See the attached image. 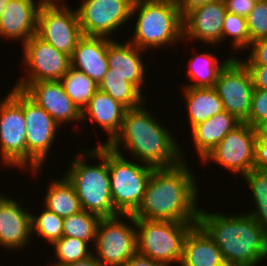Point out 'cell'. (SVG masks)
Masks as SVG:
<instances>
[{
	"label": "cell",
	"mask_w": 267,
	"mask_h": 266,
	"mask_svg": "<svg viewBox=\"0 0 267 266\" xmlns=\"http://www.w3.org/2000/svg\"><path fill=\"white\" fill-rule=\"evenodd\" d=\"M183 161L171 168L152 171L135 219L198 222L197 183Z\"/></svg>",
	"instance_id": "cell-1"
},
{
	"label": "cell",
	"mask_w": 267,
	"mask_h": 266,
	"mask_svg": "<svg viewBox=\"0 0 267 266\" xmlns=\"http://www.w3.org/2000/svg\"><path fill=\"white\" fill-rule=\"evenodd\" d=\"M143 106L126 110L120 132L107 146L119 150L123 143L139 162L155 169L171 168L185 161L170 131Z\"/></svg>",
	"instance_id": "cell-2"
},
{
	"label": "cell",
	"mask_w": 267,
	"mask_h": 266,
	"mask_svg": "<svg viewBox=\"0 0 267 266\" xmlns=\"http://www.w3.org/2000/svg\"><path fill=\"white\" fill-rule=\"evenodd\" d=\"M198 224L219 247L224 261L257 266L267 259V232L248 214L229 216L200 209Z\"/></svg>",
	"instance_id": "cell-3"
},
{
	"label": "cell",
	"mask_w": 267,
	"mask_h": 266,
	"mask_svg": "<svg viewBox=\"0 0 267 266\" xmlns=\"http://www.w3.org/2000/svg\"><path fill=\"white\" fill-rule=\"evenodd\" d=\"M83 153L102 160L100 164L89 165L82 156L76 155L66 172V178L73 184L82 209L101 218L120 215L113 206L108 168V146L100 144ZM78 156V157H77ZM82 158V159H81ZM100 158V159H99Z\"/></svg>",
	"instance_id": "cell-4"
},
{
	"label": "cell",
	"mask_w": 267,
	"mask_h": 266,
	"mask_svg": "<svg viewBox=\"0 0 267 266\" xmlns=\"http://www.w3.org/2000/svg\"><path fill=\"white\" fill-rule=\"evenodd\" d=\"M137 14L130 43L143 51L183 41V21L179 9L147 0H134L131 16Z\"/></svg>",
	"instance_id": "cell-5"
},
{
	"label": "cell",
	"mask_w": 267,
	"mask_h": 266,
	"mask_svg": "<svg viewBox=\"0 0 267 266\" xmlns=\"http://www.w3.org/2000/svg\"><path fill=\"white\" fill-rule=\"evenodd\" d=\"M135 224L137 253L171 266L181 262L185 237L198 222L135 219Z\"/></svg>",
	"instance_id": "cell-6"
},
{
	"label": "cell",
	"mask_w": 267,
	"mask_h": 266,
	"mask_svg": "<svg viewBox=\"0 0 267 266\" xmlns=\"http://www.w3.org/2000/svg\"><path fill=\"white\" fill-rule=\"evenodd\" d=\"M121 152L108 146L111 198L120 215H132L142 201L147 182L155 168L130 162Z\"/></svg>",
	"instance_id": "cell-7"
},
{
	"label": "cell",
	"mask_w": 267,
	"mask_h": 266,
	"mask_svg": "<svg viewBox=\"0 0 267 266\" xmlns=\"http://www.w3.org/2000/svg\"><path fill=\"white\" fill-rule=\"evenodd\" d=\"M23 91L13 87L0 102V154L4 165L26 169Z\"/></svg>",
	"instance_id": "cell-8"
},
{
	"label": "cell",
	"mask_w": 267,
	"mask_h": 266,
	"mask_svg": "<svg viewBox=\"0 0 267 266\" xmlns=\"http://www.w3.org/2000/svg\"><path fill=\"white\" fill-rule=\"evenodd\" d=\"M127 217L131 227L121 219ZM122 217V218H120ZM133 215L102 218L95 237V258L103 266H121L137 254V233Z\"/></svg>",
	"instance_id": "cell-9"
},
{
	"label": "cell",
	"mask_w": 267,
	"mask_h": 266,
	"mask_svg": "<svg viewBox=\"0 0 267 266\" xmlns=\"http://www.w3.org/2000/svg\"><path fill=\"white\" fill-rule=\"evenodd\" d=\"M41 4L37 16L36 35L57 50L71 56L83 36L77 10L63 4Z\"/></svg>",
	"instance_id": "cell-10"
},
{
	"label": "cell",
	"mask_w": 267,
	"mask_h": 266,
	"mask_svg": "<svg viewBox=\"0 0 267 266\" xmlns=\"http://www.w3.org/2000/svg\"><path fill=\"white\" fill-rule=\"evenodd\" d=\"M26 125V166L38 174L52 147L60 125L23 92ZM29 165V166H28Z\"/></svg>",
	"instance_id": "cell-11"
},
{
	"label": "cell",
	"mask_w": 267,
	"mask_h": 266,
	"mask_svg": "<svg viewBox=\"0 0 267 266\" xmlns=\"http://www.w3.org/2000/svg\"><path fill=\"white\" fill-rule=\"evenodd\" d=\"M23 60L27 70L26 77L19 79L16 88L23 90L29 83L56 81L70 68V56L57 50L37 35H33L23 45Z\"/></svg>",
	"instance_id": "cell-12"
},
{
	"label": "cell",
	"mask_w": 267,
	"mask_h": 266,
	"mask_svg": "<svg viewBox=\"0 0 267 266\" xmlns=\"http://www.w3.org/2000/svg\"><path fill=\"white\" fill-rule=\"evenodd\" d=\"M214 88L224 110L244 123L249 116L254 86L241 59L231 58L221 69Z\"/></svg>",
	"instance_id": "cell-13"
},
{
	"label": "cell",
	"mask_w": 267,
	"mask_h": 266,
	"mask_svg": "<svg viewBox=\"0 0 267 266\" xmlns=\"http://www.w3.org/2000/svg\"><path fill=\"white\" fill-rule=\"evenodd\" d=\"M257 130L241 123L229 132L202 161L217 162L231 173L243 176L254 169V151Z\"/></svg>",
	"instance_id": "cell-14"
},
{
	"label": "cell",
	"mask_w": 267,
	"mask_h": 266,
	"mask_svg": "<svg viewBox=\"0 0 267 266\" xmlns=\"http://www.w3.org/2000/svg\"><path fill=\"white\" fill-rule=\"evenodd\" d=\"M134 0H84L77 9L84 36L109 38L132 16Z\"/></svg>",
	"instance_id": "cell-15"
},
{
	"label": "cell",
	"mask_w": 267,
	"mask_h": 266,
	"mask_svg": "<svg viewBox=\"0 0 267 266\" xmlns=\"http://www.w3.org/2000/svg\"><path fill=\"white\" fill-rule=\"evenodd\" d=\"M226 13L224 0L208 2L191 9L182 17L183 40L197 39L213 47L214 44H222V27Z\"/></svg>",
	"instance_id": "cell-16"
},
{
	"label": "cell",
	"mask_w": 267,
	"mask_h": 266,
	"mask_svg": "<svg viewBox=\"0 0 267 266\" xmlns=\"http://www.w3.org/2000/svg\"><path fill=\"white\" fill-rule=\"evenodd\" d=\"M22 91L59 125L68 121L82 122V112L66 94L60 80L32 82Z\"/></svg>",
	"instance_id": "cell-17"
},
{
	"label": "cell",
	"mask_w": 267,
	"mask_h": 266,
	"mask_svg": "<svg viewBox=\"0 0 267 266\" xmlns=\"http://www.w3.org/2000/svg\"><path fill=\"white\" fill-rule=\"evenodd\" d=\"M112 38L82 36L70 56V67L85 73L97 85L104 78L108 68V44Z\"/></svg>",
	"instance_id": "cell-18"
},
{
	"label": "cell",
	"mask_w": 267,
	"mask_h": 266,
	"mask_svg": "<svg viewBox=\"0 0 267 266\" xmlns=\"http://www.w3.org/2000/svg\"><path fill=\"white\" fill-rule=\"evenodd\" d=\"M40 1L9 0L0 17V36L25 42L36 35Z\"/></svg>",
	"instance_id": "cell-19"
},
{
	"label": "cell",
	"mask_w": 267,
	"mask_h": 266,
	"mask_svg": "<svg viewBox=\"0 0 267 266\" xmlns=\"http://www.w3.org/2000/svg\"><path fill=\"white\" fill-rule=\"evenodd\" d=\"M15 199L4 197L0 201V246L22 249L31 236V213Z\"/></svg>",
	"instance_id": "cell-20"
},
{
	"label": "cell",
	"mask_w": 267,
	"mask_h": 266,
	"mask_svg": "<svg viewBox=\"0 0 267 266\" xmlns=\"http://www.w3.org/2000/svg\"><path fill=\"white\" fill-rule=\"evenodd\" d=\"M142 51L129 41L122 44L112 40L108 44L107 61L109 69L105 76L124 77L125 80L134 84L141 91L146 71L140 57Z\"/></svg>",
	"instance_id": "cell-21"
},
{
	"label": "cell",
	"mask_w": 267,
	"mask_h": 266,
	"mask_svg": "<svg viewBox=\"0 0 267 266\" xmlns=\"http://www.w3.org/2000/svg\"><path fill=\"white\" fill-rule=\"evenodd\" d=\"M126 110L127 108L119 101L98 89L82 110V120L89 116L92 122L96 121L103 127L109 134V139L103 143L107 145L120 132Z\"/></svg>",
	"instance_id": "cell-22"
},
{
	"label": "cell",
	"mask_w": 267,
	"mask_h": 266,
	"mask_svg": "<svg viewBox=\"0 0 267 266\" xmlns=\"http://www.w3.org/2000/svg\"><path fill=\"white\" fill-rule=\"evenodd\" d=\"M219 247L199 225L187 233L180 266H217L223 262Z\"/></svg>",
	"instance_id": "cell-23"
},
{
	"label": "cell",
	"mask_w": 267,
	"mask_h": 266,
	"mask_svg": "<svg viewBox=\"0 0 267 266\" xmlns=\"http://www.w3.org/2000/svg\"><path fill=\"white\" fill-rule=\"evenodd\" d=\"M242 122L223 111L191 128L195 149L203 160L211 150Z\"/></svg>",
	"instance_id": "cell-24"
},
{
	"label": "cell",
	"mask_w": 267,
	"mask_h": 266,
	"mask_svg": "<svg viewBox=\"0 0 267 266\" xmlns=\"http://www.w3.org/2000/svg\"><path fill=\"white\" fill-rule=\"evenodd\" d=\"M183 91L191 128L224 111L223 102L214 87H184Z\"/></svg>",
	"instance_id": "cell-25"
},
{
	"label": "cell",
	"mask_w": 267,
	"mask_h": 266,
	"mask_svg": "<svg viewBox=\"0 0 267 266\" xmlns=\"http://www.w3.org/2000/svg\"><path fill=\"white\" fill-rule=\"evenodd\" d=\"M52 182L46 192V196H44L43 205L46 209L62 218L77 214L83 210L73 184L65 175L61 179H56Z\"/></svg>",
	"instance_id": "cell-26"
},
{
	"label": "cell",
	"mask_w": 267,
	"mask_h": 266,
	"mask_svg": "<svg viewBox=\"0 0 267 266\" xmlns=\"http://www.w3.org/2000/svg\"><path fill=\"white\" fill-rule=\"evenodd\" d=\"M195 56L196 58H190L189 60L190 69L187 74L190 79H194V82L184 87H214L221 69L231 58L220 63L212 53H203Z\"/></svg>",
	"instance_id": "cell-27"
},
{
	"label": "cell",
	"mask_w": 267,
	"mask_h": 266,
	"mask_svg": "<svg viewBox=\"0 0 267 266\" xmlns=\"http://www.w3.org/2000/svg\"><path fill=\"white\" fill-rule=\"evenodd\" d=\"M66 94L82 112L98 90V85L85 73L70 67L60 80Z\"/></svg>",
	"instance_id": "cell-28"
},
{
	"label": "cell",
	"mask_w": 267,
	"mask_h": 266,
	"mask_svg": "<svg viewBox=\"0 0 267 266\" xmlns=\"http://www.w3.org/2000/svg\"><path fill=\"white\" fill-rule=\"evenodd\" d=\"M98 89L109 94L127 109L136 108L144 103L141 91L131 82L119 76H104ZM143 102V103H142Z\"/></svg>",
	"instance_id": "cell-29"
},
{
	"label": "cell",
	"mask_w": 267,
	"mask_h": 266,
	"mask_svg": "<svg viewBox=\"0 0 267 266\" xmlns=\"http://www.w3.org/2000/svg\"><path fill=\"white\" fill-rule=\"evenodd\" d=\"M243 177L251 189L256 206L248 215L267 232V171L252 169Z\"/></svg>",
	"instance_id": "cell-30"
},
{
	"label": "cell",
	"mask_w": 267,
	"mask_h": 266,
	"mask_svg": "<svg viewBox=\"0 0 267 266\" xmlns=\"http://www.w3.org/2000/svg\"><path fill=\"white\" fill-rule=\"evenodd\" d=\"M102 218L87 211H80L63 220V236L77 238L90 243L95 242L97 228Z\"/></svg>",
	"instance_id": "cell-31"
},
{
	"label": "cell",
	"mask_w": 267,
	"mask_h": 266,
	"mask_svg": "<svg viewBox=\"0 0 267 266\" xmlns=\"http://www.w3.org/2000/svg\"><path fill=\"white\" fill-rule=\"evenodd\" d=\"M52 245L58 260L52 265L76 263L93 255L92 251H89V243L77 238L63 236Z\"/></svg>",
	"instance_id": "cell-32"
},
{
	"label": "cell",
	"mask_w": 267,
	"mask_h": 266,
	"mask_svg": "<svg viewBox=\"0 0 267 266\" xmlns=\"http://www.w3.org/2000/svg\"><path fill=\"white\" fill-rule=\"evenodd\" d=\"M63 220L64 218L45 208L39 216L31 215V234L36 232L53 244L63 237Z\"/></svg>",
	"instance_id": "cell-33"
},
{
	"label": "cell",
	"mask_w": 267,
	"mask_h": 266,
	"mask_svg": "<svg viewBox=\"0 0 267 266\" xmlns=\"http://www.w3.org/2000/svg\"><path fill=\"white\" fill-rule=\"evenodd\" d=\"M229 35L231 38L233 36L231 42L234 50L248 49L250 46V39L246 18L227 12L222 27V41H224L226 36L229 37Z\"/></svg>",
	"instance_id": "cell-34"
},
{
	"label": "cell",
	"mask_w": 267,
	"mask_h": 266,
	"mask_svg": "<svg viewBox=\"0 0 267 266\" xmlns=\"http://www.w3.org/2000/svg\"><path fill=\"white\" fill-rule=\"evenodd\" d=\"M246 21L250 43L267 38V2L257 0Z\"/></svg>",
	"instance_id": "cell-35"
},
{
	"label": "cell",
	"mask_w": 267,
	"mask_h": 266,
	"mask_svg": "<svg viewBox=\"0 0 267 266\" xmlns=\"http://www.w3.org/2000/svg\"><path fill=\"white\" fill-rule=\"evenodd\" d=\"M267 121V90L254 88L248 119L244 122L255 129Z\"/></svg>",
	"instance_id": "cell-36"
},
{
	"label": "cell",
	"mask_w": 267,
	"mask_h": 266,
	"mask_svg": "<svg viewBox=\"0 0 267 266\" xmlns=\"http://www.w3.org/2000/svg\"><path fill=\"white\" fill-rule=\"evenodd\" d=\"M251 47V48H250ZM249 58L241 60L245 65H266L267 66V38L250 43Z\"/></svg>",
	"instance_id": "cell-37"
},
{
	"label": "cell",
	"mask_w": 267,
	"mask_h": 266,
	"mask_svg": "<svg viewBox=\"0 0 267 266\" xmlns=\"http://www.w3.org/2000/svg\"><path fill=\"white\" fill-rule=\"evenodd\" d=\"M257 0H224L227 12L246 18L255 7Z\"/></svg>",
	"instance_id": "cell-38"
},
{
	"label": "cell",
	"mask_w": 267,
	"mask_h": 266,
	"mask_svg": "<svg viewBox=\"0 0 267 266\" xmlns=\"http://www.w3.org/2000/svg\"><path fill=\"white\" fill-rule=\"evenodd\" d=\"M250 73L254 88L267 90V66L245 65Z\"/></svg>",
	"instance_id": "cell-39"
},
{
	"label": "cell",
	"mask_w": 267,
	"mask_h": 266,
	"mask_svg": "<svg viewBox=\"0 0 267 266\" xmlns=\"http://www.w3.org/2000/svg\"><path fill=\"white\" fill-rule=\"evenodd\" d=\"M254 169L267 171V140L257 139L254 151Z\"/></svg>",
	"instance_id": "cell-40"
},
{
	"label": "cell",
	"mask_w": 267,
	"mask_h": 266,
	"mask_svg": "<svg viewBox=\"0 0 267 266\" xmlns=\"http://www.w3.org/2000/svg\"><path fill=\"white\" fill-rule=\"evenodd\" d=\"M121 266H164L161 262L154 261L151 258L135 254L130 260Z\"/></svg>",
	"instance_id": "cell-41"
},
{
	"label": "cell",
	"mask_w": 267,
	"mask_h": 266,
	"mask_svg": "<svg viewBox=\"0 0 267 266\" xmlns=\"http://www.w3.org/2000/svg\"><path fill=\"white\" fill-rule=\"evenodd\" d=\"M216 0H182V4L179 7L181 16L183 17L188 11L201 5H205L208 2Z\"/></svg>",
	"instance_id": "cell-42"
},
{
	"label": "cell",
	"mask_w": 267,
	"mask_h": 266,
	"mask_svg": "<svg viewBox=\"0 0 267 266\" xmlns=\"http://www.w3.org/2000/svg\"><path fill=\"white\" fill-rule=\"evenodd\" d=\"M51 266H103L94 256H90L89 258L85 260H81L76 263H69V264H63V265H51Z\"/></svg>",
	"instance_id": "cell-43"
},
{
	"label": "cell",
	"mask_w": 267,
	"mask_h": 266,
	"mask_svg": "<svg viewBox=\"0 0 267 266\" xmlns=\"http://www.w3.org/2000/svg\"><path fill=\"white\" fill-rule=\"evenodd\" d=\"M257 139L267 140V121L261 123L257 128Z\"/></svg>",
	"instance_id": "cell-44"
},
{
	"label": "cell",
	"mask_w": 267,
	"mask_h": 266,
	"mask_svg": "<svg viewBox=\"0 0 267 266\" xmlns=\"http://www.w3.org/2000/svg\"><path fill=\"white\" fill-rule=\"evenodd\" d=\"M147 1L153 2V3L171 5L173 7H176L177 9H179V7L182 4V0H147Z\"/></svg>",
	"instance_id": "cell-45"
},
{
	"label": "cell",
	"mask_w": 267,
	"mask_h": 266,
	"mask_svg": "<svg viewBox=\"0 0 267 266\" xmlns=\"http://www.w3.org/2000/svg\"><path fill=\"white\" fill-rule=\"evenodd\" d=\"M8 3L9 0H0V17Z\"/></svg>",
	"instance_id": "cell-46"
},
{
	"label": "cell",
	"mask_w": 267,
	"mask_h": 266,
	"mask_svg": "<svg viewBox=\"0 0 267 266\" xmlns=\"http://www.w3.org/2000/svg\"><path fill=\"white\" fill-rule=\"evenodd\" d=\"M217 266H242V265H239V264H236V263H231L229 261H223Z\"/></svg>",
	"instance_id": "cell-47"
},
{
	"label": "cell",
	"mask_w": 267,
	"mask_h": 266,
	"mask_svg": "<svg viewBox=\"0 0 267 266\" xmlns=\"http://www.w3.org/2000/svg\"><path fill=\"white\" fill-rule=\"evenodd\" d=\"M41 4L59 3V0H40Z\"/></svg>",
	"instance_id": "cell-48"
},
{
	"label": "cell",
	"mask_w": 267,
	"mask_h": 266,
	"mask_svg": "<svg viewBox=\"0 0 267 266\" xmlns=\"http://www.w3.org/2000/svg\"><path fill=\"white\" fill-rule=\"evenodd\" d=\"M4 197H5L4 195H1V194H0V201H1Z\"/></svg>",
	"instance_id": "cell-49"
}]
</instances>
